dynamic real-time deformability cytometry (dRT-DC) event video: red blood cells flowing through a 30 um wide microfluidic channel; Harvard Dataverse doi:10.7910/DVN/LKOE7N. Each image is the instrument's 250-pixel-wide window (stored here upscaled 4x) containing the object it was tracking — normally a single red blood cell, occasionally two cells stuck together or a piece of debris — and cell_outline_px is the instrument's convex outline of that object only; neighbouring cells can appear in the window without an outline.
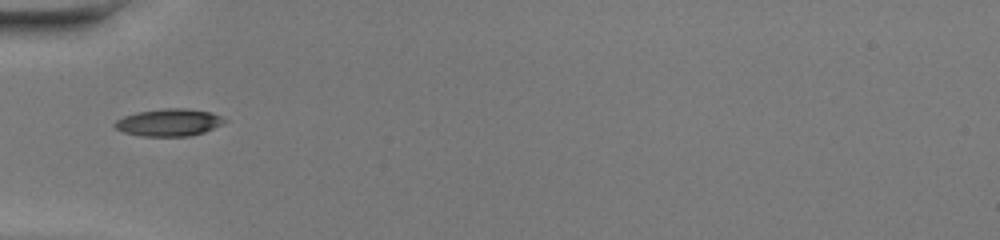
{"species": "common noctule bat (a hibernating species)", "species_latin": "Nyctalus noctula", "temperature_condition": "warm", "stored_images_in_passage": 32, "camera_frame_rate_fps": 3000, "um_per_image_px": 0.085, "animal": {"sex": "female", "body_mass_g": 20.0, "forearm_length_mm": 54.0}, "frame": {"image": 1, "passage_image": 1, "time_ms": 0.0, "image_size_px": [1000, 240], "cell_outline_px": [[228, 120], [224, 124], [204, 132], [192, 136], [140, 136], [124, 132], [116, 128], [112, 124], [116, 120], [124, 116], [136, 112], [164, 108], [188, 108], [212, 112]], "centroid_in_image_um": [14.38, 10.4], "position_along_channel_um": 70.6, "area_um2": 17.69}}
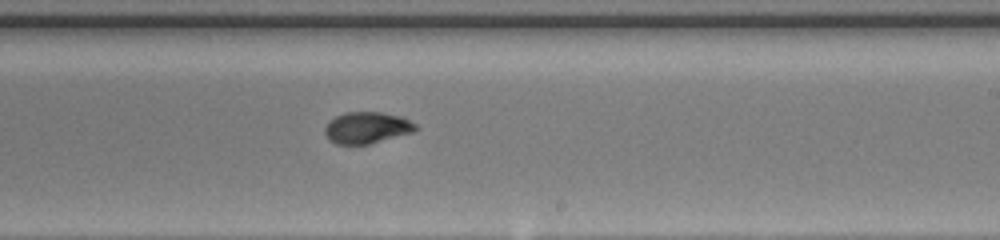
{"frame": {"image": 2, "passage_image": 14, "time_ms": 4.333, "image_size_px": [1000, 240], "cell_outline_px": [[420, 128], [412, 132], [368, 144], [336, 144], [328, 140], [324, 132], [324, 128], [328, 120], [344, 112], [380, 112], [400, 116], [416, 124]], "centroid_in_image_um": [31.14, 10.85], "position_along_channel_um": 257.9, "area_um2": 16.7}}
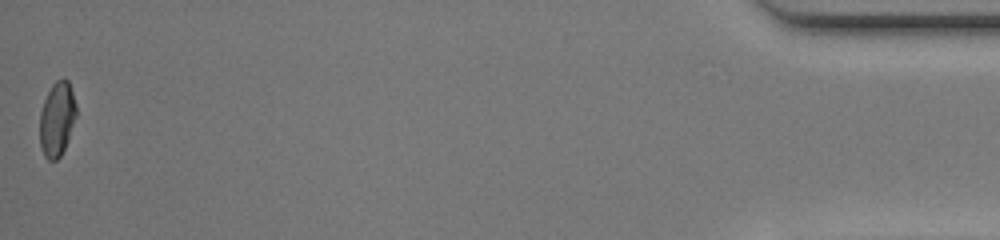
{"frame": {"image": 3, "passage_image": 32, "time_ms": 10.333, "image_size_px": [1000, 240], "cell_outline_px": [[76, 116], [68, 140], [60, 156], [56, 160], [48, 160], [44, 156], [40, 144], [40, 112], [44, 100], [52, 84], [56, 80], [64, 76], [68, 80], [76, 104]], "centroid_in_image_um": [4.84, 10.09], "position_along_channel_um": 430.4, "area_um2": 15.84}, "authors_computed_cell_mechanics": {"area_um2": 16.762, "velocity_mm_per_s": 4.3387, "shape_relaxation_time_tau1_ms": 6.4017, "shape_relaxation_time_tau2_ms": 1.3234, "deformation_change_tau1": 0.204, "deformation_change_tau2": 0.0566}}